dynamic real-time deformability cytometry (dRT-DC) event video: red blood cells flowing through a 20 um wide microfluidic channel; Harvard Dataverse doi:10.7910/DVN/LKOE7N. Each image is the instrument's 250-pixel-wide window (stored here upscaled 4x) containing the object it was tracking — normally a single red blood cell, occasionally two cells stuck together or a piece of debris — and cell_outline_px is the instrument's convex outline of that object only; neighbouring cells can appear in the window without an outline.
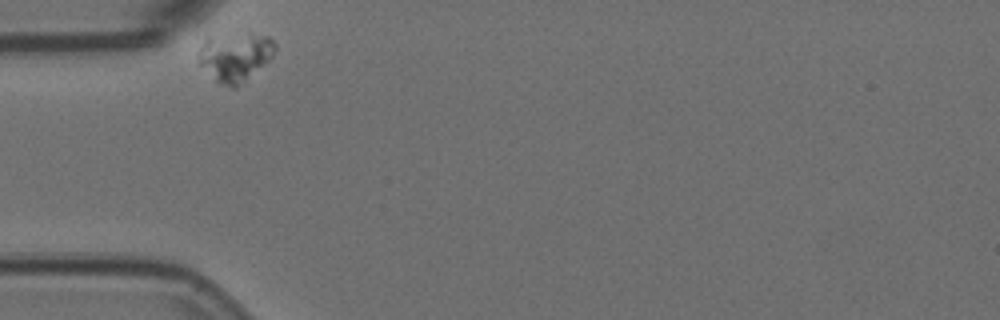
{"species": "Egyptian fruit bat (a non-hibernating species)", "species_latin": "Rousettus aegyptiacus", "temperature_condition": "room temperature", "stored_images_in_passage": 34, "camera_frame_rate_fps": 3000, "um_per_image_px": 0.085, "animal": {"sex": "female"}, "frame": {"image": 1, "passage_image": 1, "time_ms": 0.0, "image_size_px": [1000, 320], "cell_outline_px": [[276, 48], [272, 56], [268, 60], [236, 88], [232, 88], [220, 84], [200, 64], [200, 48], [204, 40], [248, 32], [268, 36], [276, 44]], "centroid_in_image_um": [20.03, 4.82], "position_along_channel_um": 65.0, "area_um2": 21.04}}
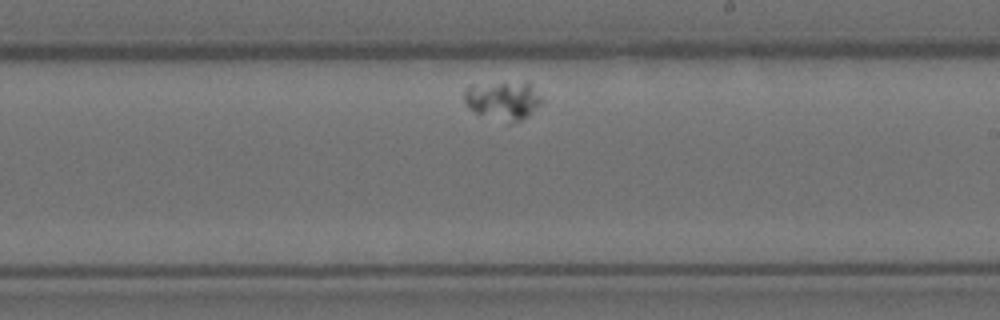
{"frame": {"image": 2, "passage_image": 20, "time_ms": 6.333, "image_size_px": [1000, 320], "cell_outline_px": [[544, 104], [528, 116], [512, 124], [508, 124], [476, 112], [468, 108], [464, 100], [464, 88], [468, 84], [528, 80], [544, 100]], "centroid_in_image_um": [42.8, 8.5], "position_along_channel_um": 246.2, "area_um2": 18.38}}
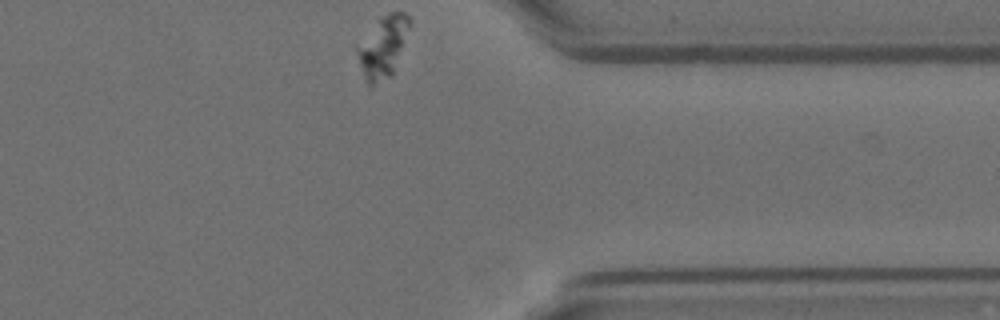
{"frame": {"image": 3, "passage_image": 34, "time_ms": 11.0, "image_size_px": [1000, 320], "cell_outline_px": [[412, 24], [392, 76], [372, 88], [364, 80], [356, 52], [356, 48], [380, 16], [388, 12], [404, 12], [408, 16]], "centroid_in_image_um": [32.56, 4.01], "position_along_channel_um": 378.8, "area_um2": 19.02}}